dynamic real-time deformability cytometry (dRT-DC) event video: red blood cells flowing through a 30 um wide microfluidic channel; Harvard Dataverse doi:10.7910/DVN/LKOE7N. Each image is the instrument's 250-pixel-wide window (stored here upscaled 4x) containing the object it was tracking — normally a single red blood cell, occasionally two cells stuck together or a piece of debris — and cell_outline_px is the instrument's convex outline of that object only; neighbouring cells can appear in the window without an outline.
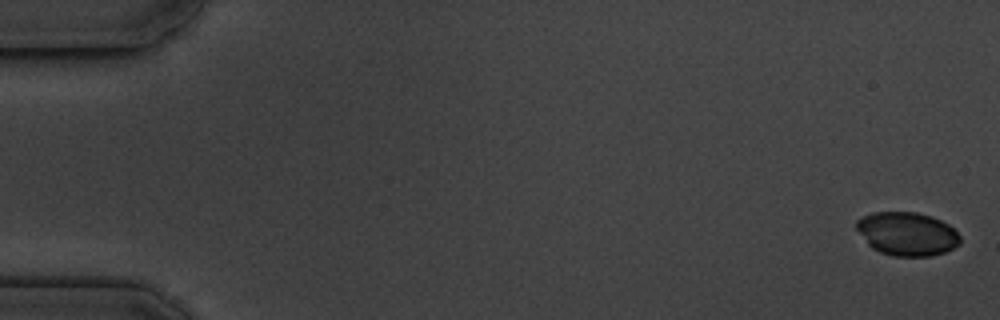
{"species": "common noctule bat (a hibernating species)", "species_latin": "Nyctalus noctula", "temperature_condition": "cold", "stored_images_in_passage": 7, "camera_frame_rate_fps": 3000, "um_per_image_px": 0.085, "animal": {"sex": "male", "body_mass_g": 19.5, "forearm_length_mm": 54.6}, "frame": {"image": 1, "passage_image": 1, "time_ms": 0.0, "image_size_px": [1000, 320], "cell_outline_px": [[960, 244], [944, 252], [932, 256], [892, 256], [880, 252], [872, 248], [868, 244], [856, 228], [856, 220], [872, 212], [916, 212], [940, 220], [948, 224], [960, 236]], "centroid_in_image_um": [77.09, 19.88], "position_along_channel_um": 7.9, "area_um2": 26.13}}
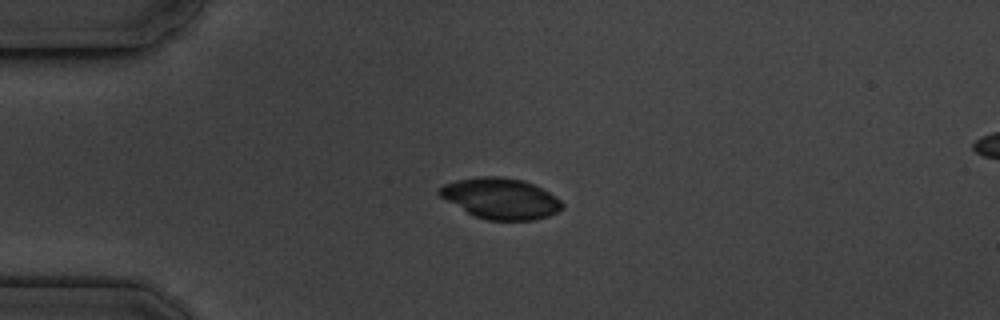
{"frame": {"image": 2, "passage_image": 5, "time_ms": 4.333, "image_size_px": [1000, 320], "cell_outline_px": [[564, 208], [548, 216], [532, 220], [488, 220], [476, 216], [468, 212], [440, 196], [436, 192], [444, 184], [456, 180], [480, 176], [504, 176], [524, 180], [548, 192], [560, 200], [564, 204]], "centroid_in_image_um": [42.56, 16.85], "position_along_channel_um": 42.4, "area_um2": 28.96}}